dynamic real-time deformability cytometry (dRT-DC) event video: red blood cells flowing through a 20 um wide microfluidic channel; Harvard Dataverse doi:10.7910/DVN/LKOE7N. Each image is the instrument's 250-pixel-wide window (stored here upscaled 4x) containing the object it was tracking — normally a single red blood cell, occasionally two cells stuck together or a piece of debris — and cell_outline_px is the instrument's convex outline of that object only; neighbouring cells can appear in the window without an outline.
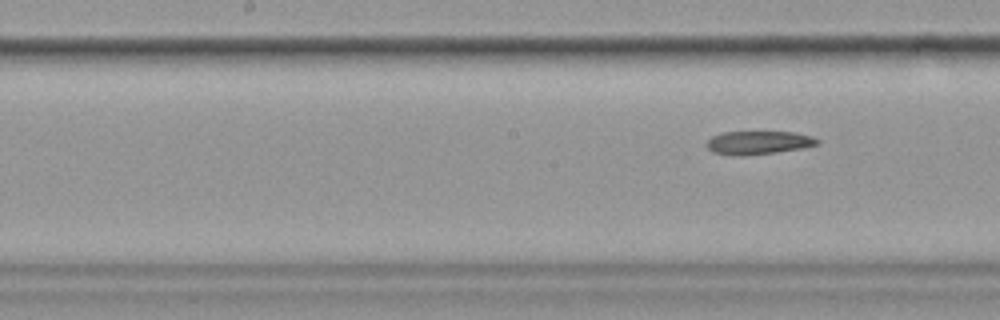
{"species": "common noctule bat (a hibernating species)", "species_latin": "Nyctalus noctula", "temperature_condition": "cold", "stored_images_in_passage": 9, "camera_frame_rate_fps": 3000, "um_per_image_px": 0.085, "animal": {"sex": "female", "body_mass_g": 19.9}, "frame": {"image": 1, "passage_image": 9, "time_ms": 10.0, "image_size_px": [1000, 320], "cell_outline_px": [[820, 144], [804, 148], [776, 152], [744, 156], [732, 156], [712, 152], [704, 144], [712, 136], [720, 132], [796, 132], [812, 136], [820, 140]], "centroid_in_image_um": [64.46, 12.13], "position_along_channel_um": 183.7, "area_um2": 15.37}}